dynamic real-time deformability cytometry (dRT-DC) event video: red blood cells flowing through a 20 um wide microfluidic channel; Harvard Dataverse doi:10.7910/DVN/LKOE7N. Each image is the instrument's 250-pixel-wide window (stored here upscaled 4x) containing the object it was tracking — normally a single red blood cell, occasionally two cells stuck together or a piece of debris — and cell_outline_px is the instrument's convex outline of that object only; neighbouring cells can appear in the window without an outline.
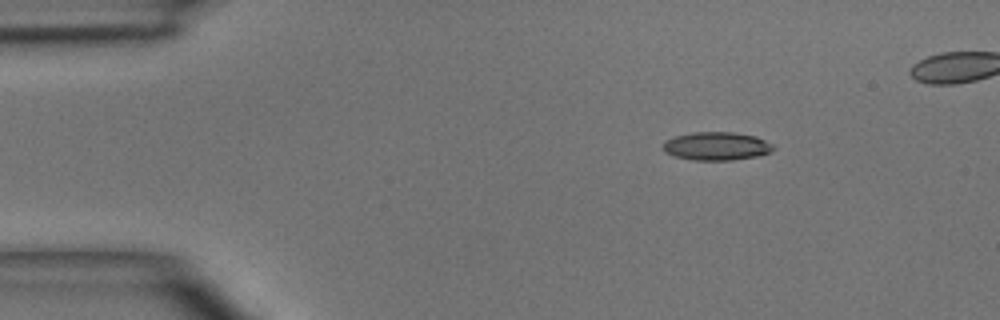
{"species": "common noctule bat (a hibernating species)", "species_latin": "Nyctalus noctula", "temperature_condition": "room temperature", "stored_images_in_passage": 4, "camera_frame_rate_fps": 3000, "um_per_image_px": 0.085, "animal": {"sex": "male", "body_mass_g": 15.6}, "frame": {"image": 1, "passage_image": 1, "time_ms": 0.0, "image_size_px": [1000, 320], "cell_outline_px": [[776, 148], [772, 152], [756, 156], [732, 160], [696, 160], [676, 156], [664, 152], [664, 140], [676, 136], [692, 132], [732, 132], [756, 136], [772, 144]], "centroid_in_image_um": [60.93, 12.41], "position_along_channel_um": 24.1, "area_um2": 18.09}}